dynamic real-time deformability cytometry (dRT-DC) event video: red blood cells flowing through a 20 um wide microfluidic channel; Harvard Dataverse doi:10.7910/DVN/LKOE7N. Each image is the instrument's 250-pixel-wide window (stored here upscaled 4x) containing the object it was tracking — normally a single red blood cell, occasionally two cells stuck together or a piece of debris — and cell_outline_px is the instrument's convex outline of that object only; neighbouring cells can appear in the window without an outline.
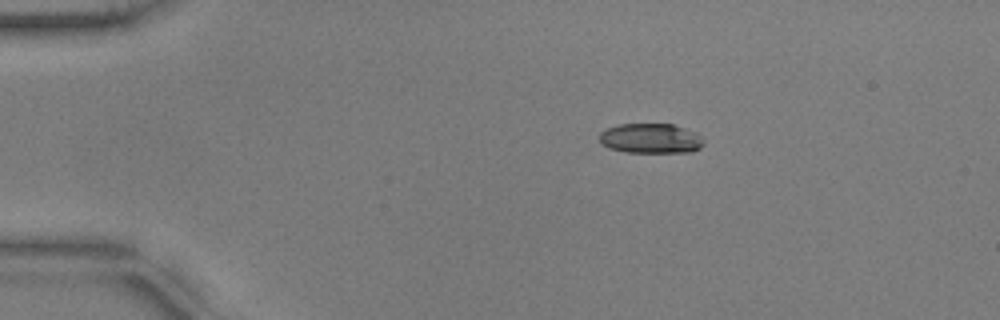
{"species": "common noctule bat (a hibernating species)", "species_latin": "Nyctalus noctula", "temperature_condition": "warm", "stored_images_in_passage": 45, "camera_frame_rate_fps": 3000, "um_per_image_px": 0.085, "animal": {"sex": "male", "body_mass_g": 17.9, "forearm_length_mm": 54.2}, "frame": {"image": 1, "passage_image": 1, "time_ms": 0.0, "image_size_px": [1000, 320], "cell_outline_px": [[704, 144], [700, 148], [692, 152], [624, 152], [608, 148], [600, 144], [600, 132], [608, 128], [620, 124], [672, 124], [696, 132], [704, 140]], "centroid_in_image_um": [55.31, 11.77], "position_along_channel_um": 29.7, "area_um2": 18.26}}
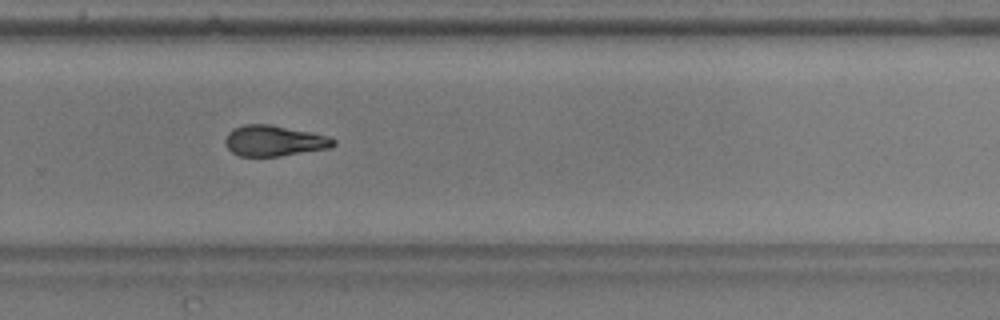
{"frame": {"image": 2, "passage_image": 28, "time_ms": 9.0, "image_size_px": [1000, 320], "cell_outline_px": [[336, 144], [332, 148], [280, 156], [240, 156], [232, 152], [224, 144], [224, 140], [228, 132], [232, 128], [244, 124], [272, 124], [328, 136], [336, 140]], "centroid_in_image_um": [23.29, 11.96], "position_along_channel_um": 306.5, "area_um2": 19.59}}
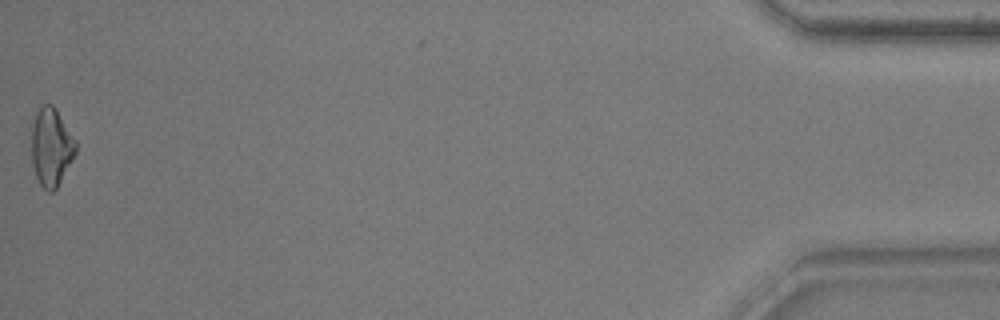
{"frame": {"image": 3, "passage_image": 45, "time_ms": 14.667, "image_size_px": [1000, 320], "cell_outline_px": [[76, 152], [72, 160], [56, 188], [52, 192], [48, 192], [40, 184], [36, 176], [32, 164], [32, 124], [36, 112], [44, 104], [52, 104], [56, 108], [76, 140]], "centroid_in_image_um": [4.35, 12.48], "position_along_channel_um": 430.8, "area_um2": 20.0}, "authors_computed_cell_mechanics": {"area_um2": 19.5364, "velocity_mm_per_s": 3.7691, "shape_relaxation_time_tau1_ms": 4.7175, "shape_relaxation_time_tau2_ms": 5.4437, "deformation_change_tau1": 0.1604, "deformation_change_tau2": 0.1578}}